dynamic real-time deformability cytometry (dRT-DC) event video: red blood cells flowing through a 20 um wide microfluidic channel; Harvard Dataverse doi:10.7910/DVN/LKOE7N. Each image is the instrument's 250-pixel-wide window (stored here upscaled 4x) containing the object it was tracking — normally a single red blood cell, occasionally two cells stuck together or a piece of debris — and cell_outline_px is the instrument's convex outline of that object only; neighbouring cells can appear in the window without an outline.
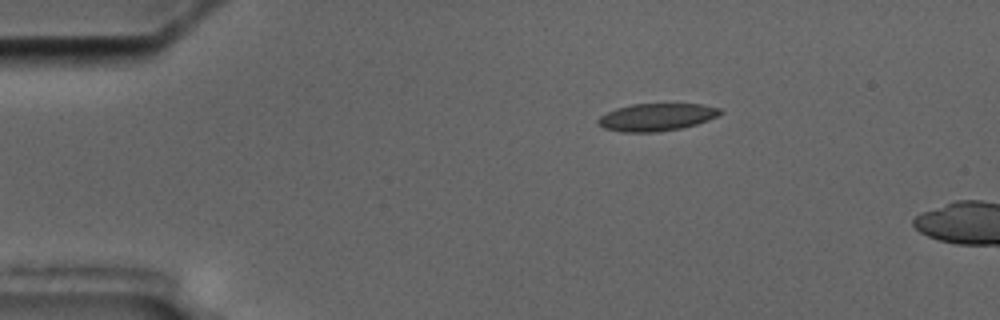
{"species": "common noctule bat (a hibernating species)", "species_latin": "Nyctalus noctula", "temperature_condition": "cold", "stored_images_in_passage": 2, "camera_frame_rate_fps": 3000, "um_per_image_px": 0.085, "animal": {"sex": "male", "body_mass_g": 17.5, "forearm_length_mm": 52.3}, "frame": {"image": 1, "passage_image": 1, "time_ms": 0.0, "image_size_px": [1000, 320], "cell_outline_px": [[724, 112], [708, 120], [696, 124], [680, 128], [656, 132], [624, 132], [604, 128], [596, 124], [596, 120], [600, 116], [616, 108], [632, 104], [700, 104], [720, 108]], "centroid_in_image_um": [55.78, 9.95], "position_along_channel_um": 29.2, "area_um2": 19.48}}